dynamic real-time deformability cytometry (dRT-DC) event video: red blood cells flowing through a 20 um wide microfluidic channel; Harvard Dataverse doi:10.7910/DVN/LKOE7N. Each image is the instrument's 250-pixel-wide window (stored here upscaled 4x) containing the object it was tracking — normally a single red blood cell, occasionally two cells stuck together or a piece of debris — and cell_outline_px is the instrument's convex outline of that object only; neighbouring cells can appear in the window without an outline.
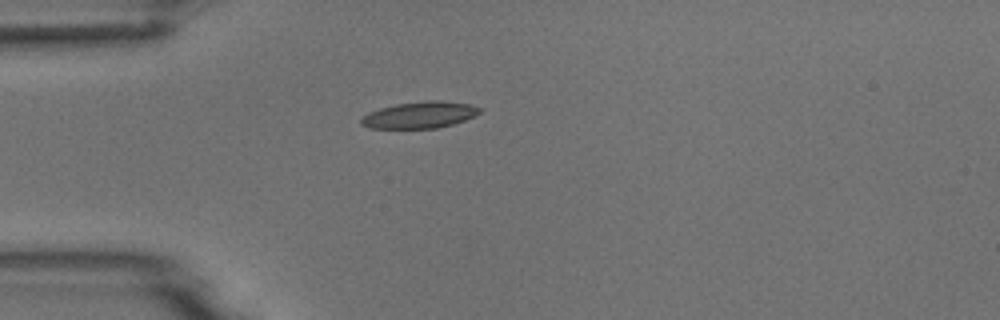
{"species": "common noctule bat (a hibernating species)", "species_latin": "Nyctalus noctula", "temperature_condition": "room temperature", "stored_images_in_passage": 1, "camera_frame_rate_fps": 3000, "um_per_image_px": 0.085, "animal": {"sex": "male", "body_mass_g": 18.8}, "frame": {"image": 1, "passage_image": 1, "time_ms": 0.0, "image_size_px": [1000, 320], "cell_outline_px": [[484, 108], [480, 112], [464, 120], [452, 124], [436, 128], [368, 128], [360, 124], [360, 116], [368, 112], [380, 108], [396, 104], [428, 100], [440, 100], [468, 104]], "centroid_in_image_um": [35.63, 9.76], "position_along_channel_um": 49.4, "area_um2": 18.38}}